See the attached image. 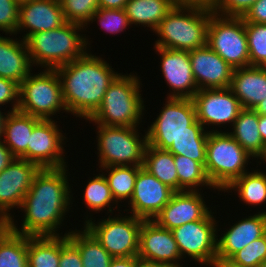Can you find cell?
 Masks as SVG:
<instances>
[{
    "mask_svg": "<svg viewBox=\"0 0 266 267\" xmlns=\"http://www.w3.org/2000/svg\"><path fill=\"white\" fill-rule=\"evenodd\" d=\"M66 168H44L35 175L20 207L25 214L21 228L14 222V216L6 223L13 232L27 236H59L57 228L62 226L73 197Z\"/></svg>",
    "mask_w": 266,
    "mask_h": 267,
    "instance_id": "cell-1",
    "label": "cell"
},
{
    "mask_svg": "<svg viewBox=\"0 0 266 267\" xmlns=\"http://www.w3.org/2000/svg\"><path fill=\"white\" fill-rule=\"evenodd\" d=\"M56 71L68 113L85 120L97 111L106 90L120 74L107 61L88 52Z\"/></svg>",
    "mask_w": 266,
    "mask_h": 267,
    "instance_id": "cell-2",
    "label": "cell"
},
{
    "mask_svg": "<svg viewBox=\"0 0 266 267\" xmlns=\"http://www.w3.org/2000/svg\"><path fill=\"white\" fill-rule=\"evenodd\" d=\"M84 28L82 25L67 22L58 28L29 35L25 43L32 65L57 69L83 57L89 52L87 44L90 45L86 35L79 33Z\"/></svg>",
    "mask_w": 266,
    "mask_h": 267,
    "instance_id": "cell-3",
    "label": "cell"
},
{
    "mask_svg": "<svg viewBox=\"0 0 266 267\" xmlns=\"http://www.w3.org/2000/svg\"><path fill=\"white\" fill-rule=\"evenodd\" d=\"M212 14L206 7L175 5L154 30L159 37L154 47L186 51L204 47Z\"/></svg>",
    "mask_w": 266,
    "mask_h": 267,
    "instance_id": "cell-4",
    "label": "cell"
},
{
    "mask_svg": "<svg viewBox=\"0 0 266 267\" xmlns=\"http://www.w3.org/2000/svg\"><path fill=\"white\" fill-rule=\"evenodd\" d=\"M140 84L136 75L120 73L108 87L101 105L88 121L104 126L138 127L145 110Z\"/></svg>",
    "mask_w": 266,
    "mask_h": 267,
    "instance_id": "cell-5",
    "label": "cell"
},
{
    "mask_svg": "<svg viewBox=\"0 0 266 267\" xmlns=\"http://www.w3.org/2000/svg\"><path fill=\"white\" fill-rule=\"evenodd\" d=\"M251 156L227 132L210 130L206 143V175L215 189L224 191L248 172Z\"/></svg>",
    "mask_w": 266,
    "mask_h": 267,
    "instance_id": "cell-6",
    "label": "cell"
},
{
    "mask_svg": "<svg viewBox=\"0 0 266 267\" xmlns=\"http://www.w3.org/2000/svg\"><path fill=\"white\" fill-rule=\"evenodd\" d=\"M165 106L146 131L147 144L168 150L182 135H209V131L197 121L192 99L167 98Z\"/></svg>",
    "mask_w": 266,
    "mask_h": 267,
    "instance_id": "cell-7",
    "label": "cell"
},
{
    "mask_svg": "<svg viewBox=\"0 0 266 267\" xmlns=\"http://www.w3.org/2000/svg\"><path fill=\"white\" fill-rule=\"evenodd\" d=\"M43 71L37 75L30 73L20 83L18 110L42 120H51L57 112L68 111L56 69Z\"/></svg>",
    "mask_w": 266,
    "mask_h": 267,
    "instance_id": "cell-8",
    "label": "cell"
},
{
    "mask_svg": "<svg viewBox=\"0 0 266 267\" xmlns=\"http://www.w3.org/2000/svg\"><path fill=\"white\" fill-rule=\"evenodd\" d=\"M99 168L143 166L147 134L140 137L137 127L97 125ZM140 137V138H139Z\"/></svg>",
    "mask_w": 266,
    "mask_h": 267,
    "instance_id": "cell-9",
    "label": "cell"
},
{
    "mask_svg": "<svg viewBox=\"0 0 266 267\" xmlns=\"http://www.w3.org/2000/svg\"><path fill=\"white\" fill-rule=\"evenodd\" d=\"M207 45L230 66H250L245 22L242 17L212 14L208 25Z\"/></svg>",
    "mask_w": 266,
    "mask_h": 267,
    "instance_id": "cell-10",
    "label": "cell"
},
{
    "mask_svg": "<svg viewBox=\"0 0 266 267\" xmlns=\"http://www.w3.org/2000/svg\"><path fill=\"white\" fill-rule=\"evenodd\" d=\"M119 216L111 217L109 214L108 218L99 222L86 217L84 226L113 258L138 256L139 233L144 219L132 214Z\"/></svg>",
    "mask_w": 266,
    "mask_h": 267,
    "instance_id": "cell-11",
    "label": "cell"
},
{
    "mask_svg": "<svg viewBox=\"0 0 266 267\" xmlns=\"http://www.w3.org/2000/svg\"><path fill=\"white\" fill-rule=\"evenodd\" d=\"M210 211L203 219L172 230L181 258L190 257L199 265L213 266L217 260V223Z\"/></svg>",
    "mask_w": 266,
    "mask_h": 267,
    "instance_id": "cell-12",
    "label": "cell"
},
{
    "mask_svg": "<svg viewBox=\"0 0 266 267\" xmlns=\"http://www.w3.org/2000/svg\"><path fill=\"white\" fill-rule=\"evenodd\" d=\"M40 167L22 158L14 160L0 173V222L6 224L11 209L20 208Z\"/></svg>",
    "mask_w": 266,
    "mask_h": 267,
    "instance_id": "cell-13",
    "label": "cell"
},
{
    "mask_svg": "<svg viewBox=\"0 0 266 267\" xmlns=\"http://www.w3.org/2000/svg\"><path fill=\"white\" fill-rule=\"evenodd\" d=\"M196 109L197 121L205 126H224L230 124L239 116L243 107L230 88L200 89L192 97Z\"/></svg>",
    "mask_w": 266,
    "mask_h": 267,
    "instance_id": "cell-14",
    "label": "cell"
},
{
    "mask_svg": "<svg viewBox=\"0 0 266 267\" xmlns=\"http://www.w3.org/2000/svg\"><path fill=\"white\" fill-rule=\"evenodd\" d=\"M58 126L53 119L41 120L31 133L28 161L37 164L41 169L67 167L63 148L66 137Z\"/></svg>",
    "mask_w": 266,
    "mask_h": 267,
    "instance_id": "cell-15",
    "label": "cell"
},
{
    "mask_svg": "<svg viewBox=\"0 0 266 267\" xmlns=\"http://www.w3.org/2000/svg\"><path fill=\"white\" fill-rule=\"evenodd\" d=\"M138 258L167 267H182L181 254L172 230L159 226L154 220H143L139 233Z\"/></svg>",
    "mask_w": 266,
    "mask_h": 267,
    "instance_id": "cell-16",
    "label": "cell"
},
{
    "mask_svg": "<svg viewBox=\"0 0 266 267\" xmlns=\"http://www.w3.org/2000/svg\"><path fill=\"white\" fill-rule=\"evenodd\" d=\"M174 192L142 166L138 170L133 196L128 201L131 210H127L133 216L144 220H153L170 201Z\"/></svg>",
    "mask_w": 266,
    "mask_h": 267,
    "instance_id": "cell-17",
    "label": "cell"
},
{
    "mask_svg": "<svg viewBox=\"0 0 266 267\" xmlns=\"http://www.w3.org/2000/svg\"><path fill=\"white\" fill-rule=\"evenodd\" d=\"M160 55L161 72L172 91L167 98L192 97L199 90L192 72L189 51L154 47Z\"/></svg>",
    "mask_w": 266,
    "mask_h": 267,
    "instance_id": "cell-18",
    "label": "cell"
},
{
    "mask_svg": "<svg viewBox=\"0 0 266 267\" xmlns=\"http://www.w3.org/2000/svg\"><path fill=\"white\" fill-rule=\"evenodd\" d=\"M189 57L199 90L230 87L234 68L208 45L189 51Z\"/></svg>",
    "mask_w": 266,
    "mask_h": 267,
    "instance_id": "cell-19",
    "label": "cell"
},
{
    "mask_svg": "<svg viewBox=\"0 0 266 267\" xmlns=\"http://www.w3.org/2000/svg\"><path fill=\"white\" fill-rule=\"evenodd\" d=\"M199 191H176L154 217L161 227L173 230L185 223L203 219L210 211Z\"/></svg>",
    "mask_w": 266,
    "mask_h": 267,
    "instance_id": "cell-20",
    "label": "cell"
},
{
    "mask_svg": "<svg viewBox=\"0 0 266 267\" xmlns=\"http://www.w3.org/2000/svg\"><path fill=\"white\" fill-rule=\"evenodd\" d=\"M65 23L60 0H32L19 5L16 35L26 29L28 32L22 36L25 40L31 34L52 30Z\"/></svg>",
    "mask_w": 266,
    "mask_h": 267,
    "instance_id": "cell-21",
    "label": "cell"
},
{
    "mask_svg": "<svg viewBox=\"0 0 266 267\" xmlns=\"http://www.w3.org/2000/svg\"><path fill=\"white\" fill-rule=\"evenodd\" d=\"M266 233V212H258L233 224L217 238V259H230L250 242Z\"/></svg>",
    "mask_w": 266,
    "mask_h": 267,
    "instance_id": "cell-22",
    "label": "cell"
},
{
    "mask_svg": "<svg viewBox=\"0 0 266 267\" xmlns=\"http://www.w3.org/2000/svg\"><path fill=\"white\" fill-rule=\"evenodd\" d=\"M229 88L243 108L254 109L266 100V67L235 68Z\"/></svg>",
    "mask_w": 266,
    "mask_h": 267,
    "instance_id": "cell-23",
    "label": "cell"
},
{
    "mask_svg": "<svg viewBox=\"0 0 266 267\" xmlns=\"http://www.w3.org/2000/svg\"><path fill=\"white\" fill-rule=\"evenodd\" d=\"M32 66L25 40L0 36V77L20 85Z\"/></svg>",
    "mask_w": 266,
    "mask_h": 267,
    "instance_id": "cell-24",
    "label": "cell"
},
{
    "mask_svg": "<svg viewBox=\"0 0 266 267\" xmlns=\"http://www.w3.org/2000/svg\"><path fill=\"white\" fill-rule=\"evenodd\" d=\"M42 119L19 110L8 111L3 121V141L15 158L28 161V145L34 127Z\"/></svg>",
    "mask_w": 266,
    "mask_h": 267,
    "instance_id": "cell-25",
    "label": "cell"
},
{
    "mask_svg": "<svg viewBox=\"0 0 266 267\" xmlns=\"http://www.w3.org/2000/svg\"><path fill=\"white\" fill-rule=\"evenodd\" d=\"M259 115L253 109L243 108L233 123L230 134L238 144L252 157L262 155L265 145L259 132Z\"/></svg>",
    "mask_w": 266,
    "mask_h": 267,
    "instance_id": "cell-26",
    "label": "cell"
},
{
    "mask_svg": "<svg viewBox=\"0 0 266 267\" xmlns=\"http://www.w3.org/2000/svg\"><path fill=\"white\" fill-rule=\"evenodd\" d=\"M174 6L173 0H129L124 9L130 26L145 25L154 32Z\"/></svg>",
    "mask_w": 266,
    "mask_h": 267,
    "instance_id": "cell-27",
    "label": "cell"
},
{
    "mask_svg": "<svg viewBox=\"0 0 266 267\" xmlns=\"http://www.w3.org/2000/svg\"><path fill=\"white\" fill-rule=\"evenodd\" d=\"M83 228V231L68 232V239L79 249L83 267H109L113 257L85 226Z\"/></svg>",
    "mask_w": 266,
    "mask_h": 267,
    "instance_id": "cell-28",
    "label": "cell"
},
{
    "mask_svg": "<svg viewBox=\"0 0 266 267\" xmlns=\"http://www.w3.org/2000/svg\"><path fill=\"white\" fill-rule=\"evenodd\" d=\"M143 168L175 192L178 191V176L172 153L147 144Z\"/></svg>",
    "mask_w": 266,
    "mask_h": 267,
    "instance_id": "cell-29",
    "label": "cell"
},
{
    "mask_svg": "<svg viewBox=\"0 0 266 267\" xmlns=\"http://www.w3.org/2000/svg\"><path fill=\"white\" fill-rule=\"evenodd\" d=\"M59 236H28V267H59Z\"/></svg>",
    "mask_w": 266,
    "mask_h": 267,
    "instance_id": "cell-30",
    "label": "cell"
},
{
    "mask_svg": "<svg viewBox=\"0 0 266 267\" xmlns=\"http://www.w3.org/2000/svg\"><path fill=\"white\" fill-rule=\"evenodd\" d=\"M28 236L13 232L6 224L0 227V267H28Z\"/></svg>",
    "mask_w": 266,
    "mask_h": 267,
    "instance_id": "cell-31",
    "label": "cell"
},
{
    "mask_svg": "<svg viewBox=\"0 0 266 267\" xmlns=\"http://www.w3.org/2000/svg\"><path fill=\"white\" fill-rule=\"evenodd\" d=\"M252 171L254 172L248 171L234 180L224 191L234 190L246 205L260 206L266 202V173L258 169Z\"/></svg>",
    "mask_w": 266,
    "mask_h": 267,
    "instance_id": "cell-32",
    "label": "cell"
},
{
    "mask_svg": "<svg viewBox=\"0 0 266 267\" xmlns=\"http://www.w3.org/2000/svg\"><path fill=\"white\" fill-rule=\"evenodd\" d=\"M142 166H108L103 167L101 171L105 170V178L115 201H124L132 198L135 188V181L138 175V170ZM107 175V176H106Z\"/></svg>",
    "mask_w": 266,
    "mask_h": 267,
    "instance_id": "cell-33",
    "label": "cell"
},
{
    "mask_svg": "<svg viewBox=\"0 0 266 267\" xmlns=\"http://www.w3.org/2000/svg\"><path fill=\"white\" fill-rule=\"evenodd\" d=\"M174 162L178 176V191H199L200 186L215 190L200 162L182 155H174Z\"/></svg>",
    "mask_w": 266,
    "mask_h": 267,
    "instance_id": "cell-34",
    "label": "cell"
},
{
    "mask_svg": "<svg viewBox=\"0 0 266 267\" xmlns=\"http://www.w3.org/2000/svg\"><path fill=\"white\" fill-rule=\"evenodd\" d=\"M102 174L93 177V179H89L88 184H86V188L84 190V202L87 205V209L92 211H102L106 207L109 208L107 213H111L114 211L113 206L117 202L112 196L111 189L108 186L107 180ZM111 203L113 205H111Z\"/></svg>",
    "mask_w": 266,
    "mask_h": 267,
    "instance_id": "cell-35",
    "label": "cell"
},
{
    "mask_svg": "<svg viewBox=\"0 0 266 267\" xmlns=\"http://www.w3.org/2000/svg\"><path fill=\"white\" fill-rule=\"evenodd\" d=\"M250 66H266V23L245 22Z\"/></svg>",
    "mask_w": 266,
    "mask_h": 267,
    "instance_id": "cell-36",
    "label": "cell"
},
{
    "mask_svg": "<svg viewBox=\"0 0 266 267\" xmlns=\"http://www.w3.org/2000/svg\"><path fill=\"white\" fill-rule=\"evenodd\" d=\"M207 138L208 135H182L172 143L167 151L173 155L191 158L205 166Z\"/></svg>",
    "mask_w": 266,
    "mask_h": 267,
    "instance_id": "cell-37",
    "label": "cell"
},
{
    "mask_svg": "<svg viewBox=\"0 0 266 267\" xmlns=\"http://www.w3.org/2000/svg\"><path fill=\"white\" fill-rule=\"evenodd\" d=\"M67 22L86 27L99 9L98 0H60Z\"/></svg>",
    "mask_w": 266,
    "mask_h": 267,
    "instance_id": "cell-38",
    "label": "cell"
},
{
    "mask_svg": "<svg viewBox=\"0 0 266 267\" xmlns=\"http://www.w3.org/2000/svg\"><path fill=\"white\" fill-rule=\"evenodd\" d=\"M94 21L99 22L102 29L111 34L123 32L130 26L125 9L99 8L89 22L92 23Z\"/></svg>",
    "mask_w": 266,
    "mask_h": 267,
    "instance_id": "cell-39",
    "label": "cell"
},
{
    "mask_svg": "<svg viewBox=\"0 0 266 267\" xmlns=\"http://www.w3.org/2000/svg\"><path fill=\"white\" fill-rule=\"evenodd\" d=\"M230 259L238 264L259 267L266 260V233L236 252Z\"/></svg>",
    "mask_w": 266,
    "mask_h": 267,
    "instance_id": "cell-40",
    "label": "cell"
},
{
    "mask_svg": "<svg viewBox=\"0 0 266 267\" xmlns=\"http://www.w3.org/2000/svg\"><path fill=\"white\" fill-rule=\"evenodd\" d=\"M257 0H215L211 10L226 17H243Z\"/></svg>",
    "mask_w": 266,
    "mask_h": 267,
    "instance_id": "cell-41",
    "label": "cell"
},
{
    "mask_svg": "<svg viewBox=\"0 0 266 267\" xmlns=\"http://www.w3.org/2000/svg\"><path fill=\"white\" fill-rule=\"evenodd\" d=\"M19 5L16 0H0V31L16 34Z\"/></svg>",
    "mask_w": 266,
    "mask_h": 267,
    "instance_id": "cell-42",
    "label": "cell"
},
{
    "mask_svg": "<svg viewBox=\"0 0 266 267\" xmlns=\"http://www.w3.org/2000/svg\"><path fill=\"white\" fill-rule=\"evenodd\" d=\"M68 234L60 236L59 267H83L79 249L68 239Z\"/></svg>",
    "mask_w": 266,
    "mask_h": 267,
    "instance_id": "cell-43",
    "label": "cell"
},
{
    "mask_svg": "<svg viewBox=\"0 0 266 267\" xmlns=\"http://www.w3.org/2000/svg\"><path fill=\"white\" fill-rule=\"evenodd\" d=\"M10 102L11 104L13 103L10 112L17 111L19 105V85L12 80L0 77V107Z\"/></svg>",
    "mask_w": 266,
    "mask_h": 267,
    "instance_id": "cell-44",
    "label": "cell"
},
{
    "mask_svg": "<svg viewBox=\"0 0 266 267\" xmlns=\"http://www.w3.org/2000/svg\"><path fill=\"white\" fill-rule=\"evenodd\" d=\"M242 18L244 22L266 23V0H257Z\"/></svg>",
    "mask_w": 266,
    "mask_h": 267,
    "instance_id": "cell-45",
    "label": "cell"
},
{
    "mask_svg": "<svg viewBox=\"0 0 266 267\" xmlns=\"http://www.w3.org/2000/svg\"><path fill=\"white\" fill-rule=\"evenodd\" d=\"M9 148L5 145L2 138L0 139V173L9 166V164L14 160Z\"/></svg>",
    "mask_w": 266,
    "mask_h": 267,
    "instance_id": "cell-46",
    "label": "cell"
},
{
    "mask_svg": "<svg viewBox=\"0 0 266 267\" xmlns=\"http://www.w3.org/2000/svg\"><path fill=\"white\" fill-rule=\"evenodd\" d=\"M138 256L112 258L109 267H136Z\"/></svg>",
    "mask_w": 266,
    "mask_h": 267,
    "instance_id": "cell-47",
    "label": "cell"
},
{
    "mask_svg": "<svg viewBox=\"0 0 266 267\" xmlns=\"http://www.w3.org/2000/svg\"><path fill=\"white\" fill-rule=\"evenodd\" d=\"M175 5L201 6L211 9L215 0H173Z\"/></svg>",
    "mask_w": 266,
    "mask_h": 267,
    "instance_id": "cell-48",
    "label": "cell"
},
{
    "mask_svg": "<svg viewBox=\"0 0 266 267\" xmlns=\"http://www.w3.org/2000/svg\"><path fill=\"white\" fill-rule=\"evenodd\" d=\"M99 8L102 9H124L129 0H98Z\"/></svg>",
    "mask_w": 266,
    "mask_h": 267,
    "instance_id": "cell-49",
    "label": "cell"
},
{
    "mask_svg": "<svg viewBox=\"0 0 266 267\" xmlns=\"http://www.w3.org/2000/svg\"><path fill=\"white\" fill-rule=\"evenodd\" d=\"M214 267H251L242 264H238L231 259H217Z\"/></svg>",
    "mask_w": 266,
    "mask_h": 267,
    "instance_id": "cell-50",
    "label": "cell"
},
{
    "mask_svg": "<svg viewBox=\"0 0 266 267\" xmlns=\"http://www.w3.org/2000/svg\"><path fill=\"white\" fill-rule=\"evenodd\" d=\"M258 123H259L258 128L262 141L264 145H266V115H259Z\"/></svg>",
    "mask_w": 266,
    "mask_h": 267,
    "instance_id": "cell-51",
    "label": "cell"
},
{
    "mask_svg": "<svg viewBox=\"0 0 266 267\" xmlns=\"http://www.w3.org/2000/svg\"><path fill=\"white\" fill-rule=\"evenodd\" d=\"M136 267H167V266L139 259L136 263Z\"/></svg>",
    "mask_w": 266,
    "mask_h": 267,
    "instance_id": "cell-52",
    "label": "cell"
},
{
    "mask_svg": "<svg viewBox=\"0 0 266 267\" xmlns=\"http://www.w3.org/2000/svg\"><path fill=\"white\" fill-rule=\"evenodd\" d=\"M253 110L258 115H266V100L265 101H261L260 104H258Z\"/></svg>",
    "mask_w": 266,
    "mask_h": 267,
    "instance_id": "cell-53",
    "label": "cell"
},
{
    "mask_svg": "<svg viewBox=\"0 0 266 267\" xmlns=\"http://www.w3.org/2000/svg\"><path fill=\"white\" fill-rule=\"evenodd\" d=\"M5 116H6V114L4 112H1V110H0V139L3 136V121H4Z\"/></svg>",
    "mask_w": 266,
    "mask_h": 267,
    "instance_id": "cell-54",
    "label": "cell"
},
{
    "mask_svg": "<svg viewBox=\"0 0 266 267\" xmlns=\"http://www.w3.org/2000/svg\"><path fill=\"white\" fill-rule=\"evenodd\" d=\"M258 159H261L263 161V163L266 162V145H265V148H264L262 155Z\"/></svg>",
    "mask_w": 266,
    "mask_h": 267,
    "instance_id": "cell-55",
    "label": "cell"
},
{
    "mask_svg": "<svg viewBox=\"0 0 266 267\" xmlns=\"http://www.w3.org/2000/svg\"><path fill=\"white\" fill-rule=\"evenodd\" d=\"M19 4L24 3V2H28V1H32V0H16Z\"/></svg>",
    "mask_w": 266,
    "mask_h": 267,
    "instance_id": "cell-56",
    "label": "cell"
},
{
    "mask_svg": "<svg viewBox=\"0 0 266 267\" xmlns=\"http://www.w3.org/2000/svg\"><path fill=\"white\" fill-rule=\"evenodd\" d=\"M259 267H266V260L265 261H263L261 264H260V266Z\"/></svg>",
    "mask_w": 266,
    "mask_h": 267,
    "instance_id": "cell-57",
    "label": "cell"
}]
</instances>
